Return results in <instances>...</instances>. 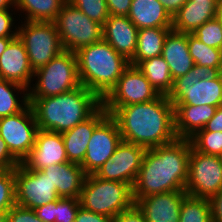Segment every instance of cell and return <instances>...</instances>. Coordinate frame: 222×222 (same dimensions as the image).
<instances>
[{
    "instance_id": "obj_50",
    "label": "cell",
    "mask_w": 222,
    "mask_h": 222,
    "mask_svg": "<svg viewBox=\"0 0 222 222\" xmlns=\"http://www.w3.org/2000/svg\"><path fill=\"white\" fill-rule=\"evenodd\" d=\"M9 210H0V222H7V215Z\"/></svg>"
},
{
    "instance_id": "obj_19",
    "label": "cell",
    "mask_w": 222,
    "mask_h": 222,
    "mask_svg": "<svg viewBox=\"0 0 222 222\" xmlns=\"http://www.w3.org/2000/svg\"><path fill=\"white\" fill-rule=\"evenodd\" d=\"M109 115L101 105L89 118L63 132L62 138L69 162L81 165L94 129Z\"/></svg>"
},
{
    "instance_id": "obj_23",
    "label": "cell",
    "mask_w": 222,
    "mask_h": 222,
    "mask_svg": "<svg viewBox=\"0 0 222 222\" xmlns=\"http://www.w3.org/2000/svg\"><path fill=\"white\" fill-rule=\"evenodd\" d=\"M217 17V2L187 1L172 17V30L192 34L205 22Z\"/></svg>"
},
{
    "instance_id": "obj_27",
    "label": "cell",
    "mask_w": 222,
    "mask_h": 222,
    "mask_svg": "<svg viewBox=\"0 0 222 222\" xmlns=\"http://www.w3.org/2000/svg\"><path fill=\"white\" fill-rule=\"evenodd\" d=\"M137 67L160 95L168 96L173 88L174 80L168 64L161 55L144 60Z\"/></svg>"
},
{
    "instance_id": "obj_51",
    "label": "cell",
    "mask_w": 222,
    "mask_h": 222,
    "mask_svg": "<svg viewBox=\"0 0 222 222\" xmlns=\"http://www.w3.org/2000/svg\"><path fill=\"white\" fill-rule=\"evenodd\" d=\"M187 1H193V2H218V0H187Z\"/></svg>"
},
{
    "instance_id": "obj_42",
    "label": "cell",
    "mask_w": 222,
    "mask_h": 222,
    "mask_svg": "<svg viewBox=\"0 0 222 222\" xmlns=\"http://www.w3.org/2000/svg\"><path fill=\"white\" fill-rule=\"evenodd\" d=\"M9 13L8 9L0 10V37H16L18 36V30L16 32L11 31L13 17ZM10 32H13L10 34Z\"/></svg>"
},
{
    "instance_id": "obj_39",
    "label": "cell",
    "mask_w": 222,
    "mask_h": 222,
    "mask_svg": "<svg viewBox=\"0 0 222 222\" xmlns=\"http://www.w3.org/2000/svg\"><path fill=\"white\" fill-rule=\"evenodd\" d=\"M113 222H147L143 212L134 204L113 217Z\"/></svg>"
},
{
    "instance_id": "obj_32",
    "label": "cell",
    "mask_w": 222,
    "mask_h": 222,
    "mask_svg": "<svg viewBox=\"0 0 222 222\" xmlns=\"http://www.w3.org/2000/svg\"><path fill=\"white\" fill-rule=\"evenodd\" d=\"M189 140L201 153L219 156L222 152V132L197 131Z\"/></svg>"
},
{
    "instance_id": "obj_12",
    "label": "cell",
    "mask_w": 222,
    "mask_h": 222,
    "mask_svg": "<svg viewBox=\"0 0 222 222\" xmlns=\"http://www.w3.org/2000/svg\"><path fill=\"white\" fill-rule=\"evenodd\" d=\"M15 193L16 204L33 210L60 198L48 175L22 163L15 168Z\"/></svg>"
},
{
    "instance_id": "obj_15",
    "label": "cell",
    "mask_w": 222,
    "mask_h": 222,
    "mask_svg": "<svg viewBox=\"0 0 222 222\" xmlns=\"http://www.w3.org/2000/svg\"><path fill=\"white\" fill-rule=\"evenodd\" d=\"M122 141L116 121L108 115L93 131L87 151L80 165L87 175L96 171L108 160Z\"/></svg>"
},
{
    "instance_id": "obj_17",
    "label": "cell",
    "mask_w": 222,
    "mask_h": 222,
    "mask_svg": "<svg viewBox=\"0 0 222 222\" xmlns=\"http://www.w3.org/2000/svg\"><path fill=\"white\" fill-rule=\"evenodd\" d=\"M187 195L185 190L164 192L143 197L135 204L147 222H179L180 207Z\"/></svg>"
},
{
    "instance_id": "obj_20",
    "label": "cell",
    "mask_w": 222,
    "mask_h": 222,
    "mask_svg": "<svg viewBox=\"0 0 222 222\" xmlns=\"http://www.w3.org/2000/svg\"><path fill=\"white\" fill-rule=\"evenodd\" d=\"M102 38L120 55L130 61L136 52L138 28L128 16L109 15L102 26Z\"/></svg>"
},
{
    "instance_id": "obj_52",
    "label": "cell",
    "mask_w": 222,
    "mask_h": 222,
    "mask_svg": "<svg viewBox=\"0 0 222 222\" xmlns=\"http://www.w3.org/2000/svg\"><path fill=\"white\" fill-rule=\"evenodd\" d=\"M218 157H219V160H220V162L222 164V152H221V154Z\"/></svg>"
},
{
    "instance_id": "obj_24",
    "label": "cell",
    "mask_w": 222,
    "mask_h": 222,
    "mask_svg": "<svg viewBox=\"0 0 222 222\" xmlns=\"http://www.w3.org/2000/svg\"><path fill=\"white\" fill-rule=\"evenodd\" d=\"M211 105H174L175 132L178 138L189 139L215 115Z\"/></svg>"
},
{
    "instance_id": "obj_43",
    "label": "cell",
    "mask_w": 222,
    "mask_h": 222,
    "mask_svg": "<svg viewBox=\"0 0 222 222\" xmlns=\"http://www.w3.org/2000/svg\"><path fill=\"white\" fill-rule=\"evenodd\" d=\"M57 205V200L53 202L46 203L45 205L39 206L34 209L35 214L43 221V222H55V207Z\"/></svg>"
},
{
    "instance_id": "obj_40",
    "label": "cell",
    "mask_w": 222,
    "mask_h": 222,
    "mask_svg": "<svg viewBox=\"0 0 222 222\" xmlns=\"http://www.w3.org/2000/svg\"><path fill=\"white\" fill-rule=\"evenodd\" d=\"M74 222H113V217L97 214L80 206Z\"/></svg>"
},
{
    "instance_id": "obj_26",
    "label": "cell",
    "mask_w": 222,
    "mask_h": 222,
    "mask_svg": "<svg viewBox=\"0 0 222 222\" xmlns=\"http://www.w3.org/2000/svg\"><path fill=\"white\" fill-rule=\"evenodd\" d=\"M171 30L172 27L138 29L137 48L130 64L138 66L144 60L160 56L164 40Z\"/></svg>"
},
{
    "instance_id": "obj_45",
    "label": "cell",
    "mask_w": 222,
    "mask_h": 222,
    "mask_svg": "<svg viewBox=\"0 0 222 222\" xmlns=\"http://www.w3.org/2000/svg\"><path fill=\"white\" fill-rule=\"evenodd\" d=\"M199 131L222 132V105L218 106L215 115Z\"/></svg>"
},
{
    "instance_id": "obj_48",
    "label": "cell",
    "mask_w": 222,
    "mask_h": 222,
    "mask_svg": "<svg viewBox=\"0 0 222 222\" xmlns=\"http://www.w3.org/2000/svg\"><path fill=\"white\" fill-rule=\"evenodd\" d=\"M9 5H15V0H0V10L9 9Z\"/></svg>"
},
{
    "instance_id": "obj_8",
    "label": "cell",
    "mask_w": 222,
    "mask_h": 222,
    "mask_svg": "<svg viewBox=\"0 0 222 222\" xmlns=\"http://www.w3.org/2000/svg\"><path fill=\"white\" fill-rule=\"evenodd\" d=\"M18 29L33 71L45 66L64 51L54 22L26 21ZM25 25V26H24Z\"/></svg>"
},
{
    "instance_id": "obj_7",
    "label": "cell",
    "mask_w": 222,
    "mask_h": 222,
    "mask_svg": "<svg viewBox=\"0 0 222 222\" xmlns=\"http://www.w3.org/2000/svg\"><path fill=\"white\" fill-rule=\"evenodd\" d=\"M38 83L28 98H44L66 93L81 86L75 52L64 50L45 66L34 71ZM34 92V93H33Z\"/></svg>"
},
{
    "instance_id": "obj_38",
    "label": "cell",
    "mask_w": 222,
    "mask_h": 222,
    "mask_svg": "<svg viewBox=\"0 0 222 222\" xmlns=\"http://www.w3.org/2000/svg\"><path fill=\"white\" fill-rule=\"evenodd\" d=\"M20 162L11 154L6 142L0 135V170L15 169Z\"/></svg>"
},
{
    "instance_id": "obj_14",
    "label": "cell",
    "mask_w": 222,
    "mask_h": 222,
    "mask_svg": "<svg viewBox=\"0 0 222 222\" xmlns=\"http://www.w3.org/2000/svg\"><path fill=\"white\" fill-rule=\"evenodd\" d=\"M145 152L144 147L122 140L113 155L96 171L95 175L103 180L124 182L133 186Z\"/></svg>"
},
{
    "instance_id": "obj_11",
    "label": "cell",
    "mask_w": 222,
    "mask_h": 222,
    "mask_svg": "<svg viewBox=\"0 0 222 222\" xmlns=\"http://www.w3.org/2000/svg\"><path fill=\"white\" fill-rule=\"evenodd\" d=\"M37 131V122L29 103L19 113L0 118V135L20 163L34 147Z\"/></svg>"
},
{
    "instance_id": "obj_3",
    "label": "cell",
    "mask_w": 222,
    "mask_h": 222,
    "mask_svg": "<svg viewBox=\"0 0 222 222\" xmlns=\"http://www.w3.org/2000/svg\"><path fill=\"white\" fill-rule=\"evenodd\" d=\"M38 129L66 132L89 118L102 100L84 86L55 96L28 98Z\"/></svg>"
},
{
    "instance_id": "obj_46",
    "label": "cell",
    "mask_w": 222,
    "mask_h": 222,
    "mask_svg": "<svg viewBox=\"0 0 222 222\" xmlns=\"http://www.w3.org/2000/svg\"><path fill=\"white\" fill-rule=\"evenodd\" d=\"M167 12L173 17L187 0H159Z\"/></svg>"
},
{
    "instance_id": "obj_36",
    "label": "cell",
    "mask_w": 222,
    "mask_h": 222,
    "mask_svg": "<svg viewBox=\"0 0 222 222\" xmlns=\"http://www.w3.org/2000/svg\"><path fill=\"white\" fill-rule=\"evenodd\" d=\"M80 204L79 198H59L55 207V222H74Z\"/></svg>"
},
{
    "instance_id": "obj_34",
    "label": "cell",
    "mask_w": 222,
    "mask_h": 222,
    "mask_svg": "<svg viewBox=\"0 0 222 222\" xmlns=\"http://www.w3.org/2000/svg\"><path fill=\"white\" fill-rule=\"evenodd\" d=\"M68 2L102 26L109 17L106 0H68Z\"/></svg>"
},
{
    "instance_id": "obj_9",
    "label": "cell",
    "mask_w": 222,
    "mask_h": 222,
    "mask_svg": "<svg viewBox=\"0 0 222 222\" xmlns=\"http://www.w3.org/2000/svg\"><path fill=\"white\" fill-rule=\"evenodd\" d=\"M54 23L66 51L76 52L102 39V25L68 1L63 5Z\"/></svg>"
},
{
    "instance_id": "obj_13",
    "label": "cell",
    "mask_w": 222,
    "mask_h": 222,
    "mask_svg": "<svg viewBox=\"0 0 222 222\" xmlns=\"http://www.w3.org/2000/svg\"><path fill=\"white\" fill-rule=\"evenodd\" d=\"M159 96L142 71L130 64L116 85L102 99V106H127L148 102Z\"/></svg>"
},
{
    "instance_id": "obj_25",
    "label": "cell",
    "mask_w": 222,
    "mask_h": 222,
    "mask_svg": "<svg viewBox=\"0 0 222 222\" xmlns=\"http://www.w3.org/2000/svg\"><path fill=\"white\" fill-rule=\"evenodd\" d=\"M128 18L138 29L172 27V16L159 0H132Z\"/></svg>"
},
{
    "instance_id": "obj_18",
    "label": "cell",
    "mask_w": 222,
    "mask_h": 222,
    "mask_svg": "<svg viewBox=\"0 0 222 222\" xmlns=\"http://www.w3.org/2000/svg\"><path fill=\"white\" fill-rule=\"evenodd\" d=\"M34 71L23 41L16 36L0 56V79L17 83L28 89Z\"/></svg>"
},
{
    "instance_id": "obj_49",
    "label": "cell",
    "mask_w": 222,
    "mask_h": 222,
    "mask_svg": "<svg viewBox=\"0 0 222 222\" xmlns=\"http://www.w3.org/2000/svg\"><path fill=\"white\" fill-rule=\"evenodd\" d=\"M217 18L222 22V1L217 2Z\"/></svg>"
},
{
    "instance_id": "obj_33",
    "label": "cell",
    "mask_w": 222,
    "mask_h": 222,
    "mask_svg": "<svg viewBox=\"0 0 222 222\" xmlns=\"http://www.w3.org/2000/svg\"><path fill=\"white\" fill-rule=\"evenodd\" d=\"M192 34L207 46L222 50V22L217 17L205 22Z\"/></svg>"
},
{
    "instance_id": "obj_47",
    "label": "cell",
    "mask_w": 222,
    "mask_h": 222,
    "mask_svg": "<svg viewBox=\"0 0 222 222\" xmlns=\"http://www.w3.org/2000/svg\"><path fill=\"white\" fill-rule=\"evenodd\" d=\"M13 38L15 37H0V56L6 50L7 46Z\"/></svg>"
},
{
    "instance_id": "obj_16",
    "label": "cell",
    "mask_w": 222,
    "mask_h": 222,
    "mask_svg": "<svg viewBox=\"0 0 222 222\" xmlns=\"http://www.w3.org/2000/svg\"><path fill=\"white\" fill-rule=\"evenodd\" d=\"M68 162L61 133L38 129L35 144L22 164L29 170L43 168Z\"/></svg>"
},
{
    "instance_id": "obj_28",
    "label": "cell",
    "mask_w": 222,
    "mask_h": 222,
    "mask_svg": "<svg viewBox=\"0 0 222 222\" xmlns=\"http://www.w3.org/2000/svg\"><path fill=\"white\" fill-rule=\"evenodd\" d=\"M68 0H15L16 8L26 11L27 21L54 22Z\"/></svg>"
},
{
    "instance_id": "obj_6",
    "label": "cell",
    "mask_w": 222,
    "mask_h": 222,
    "mask_svg": "<svg viewBox=\"0 0 222 222\" xmlns=\"http://www.w3.org/2000/svg\"><path fill=\"white\" fill-rule=\"evenodd\" d=\"M79 199L84 209L110 217L135 204L130 184L103 180L95 174L86 176Z\"/></svg>"
},
{
    "instance_id": "obj_31",
    "label": "cell",
    "mask_w": 222,
    "mask_h": 222,
    "mask_svg": "<svg viewBox=\"0 0 222 222\" xmlns=\"http://www.w3.org/2000/svg\"><path fill=\"white\" fill-rule=\"evenodd\" d=\"M12 89L18 91L23 90V92L24 90L27 91V88L17 83L0 79V118L19 113L29 103L28 94H24L25 96L23 97L22 102L24 107L18 103L16 95L13 93L14 90Z\"/></svg>"
},
{
    "instance_id": "obj_2",
    "label": "cell",
    "mask_w": 222,
    "mask_h": 222,
    "mask_svg": "<svg viewBox=\"0 0 222 222\" xmlns=\"http://www.w3.org/2000/svg\"><path fill=\"white\" fill-rule=\"evenodd\" d=\"M190 152V140L183 138L146 149L132 186L134 202L154 194L185 190Z\"/></svg>"
},
{
    "instance_id": "obj_30",
    "label": "cell",
    "mask_w": 222,
    "mask_h": 222,
    "mask_svg": "<svg viewBox=\"0 0 222 222\" xmlns=\"http://www.w3.org/2000/svg\"><path fill=\"white\" fill-rule=\"evenodd\" d=\"M179 222H212L209 199L187 195L180 207Z\"/></svg>"
},
{
    "instance_id": "obj_1",
    "label": "cell",
    "mask_w": 222,
    "mask_h": 222,
    "mask_svg": "<svg viewBox=\"0 0 222 222\" xmlns=\"http://www.w3.org/2000/svg\"><path fill=\"white\" fill-rule=\"evenodd\" d=\"M116 121L123 141L145 149L175 141L174 105L167 95L127 106H103Z\"/></svg>"
},
{
    "instance_id": "obj_44",
    "label": "cell",
    "mask_w": 222,
    "mask_h": 222,
    "mask_svg": "<svg viewBox=\"0 0 222 222\" xmlns=\"http://www.w3.org/2000/svg\"><path fill=\"white\" fill-rule=\"evenodd\" d=\"M212 222H222V189L210 199Z\"/></svg>"
},
{
    "instance_id": "obj_35",
    "label": "cell",
    "mask_w": 222,
    "mask_h": 222,
    "mask_svg": "<svg viewBox=\"0 0 222 222\" xmlns=\"http://www.w3.org/2000/svg\"><path fill=\"white\" fill-rule=\"evenodd\" d=\"M15 204V169L0 170V210H10Z\"/></svg>"
},
{
    "instance_id": "obj_4",
    "label": "cell",
    "mask_w": 222,
    "mask_h": 222,
    "mask_svg": "<svg viewBox=\"0 0 222 222\" xmlns=\"http://www.w3.org/2000/svg\"><path fill=\"white\" fill-rule=\"evenodd\" d=\"M80 83L101 100L116 85L130 62L103 38L75 52Z\"/></svg>"
},
{
    "instance_id": "obj_21",
    "label": "cell",
    "mask_w": 222,
    "mask_h": 222,
    "mask_svg": "<svg viewBox=\"0 0 222 222\" xmlns=\"http://www.w3.org/2000/svg\"><path fill=\"white\" fill-rule=\"evenodd\" d=\"M41 171L48 175L60 198H80L87 174L79 164L68 161L47 166Z\"/></svg>"
},
{
    "instance_id": "obj_37",
    "label": "cell",
    "mask_w": 222,
    "mask_h": 222,
    "mask_svg": "<svg viewBox=\"0 0 222 222\" xmlns=\"http://www.w3.org/2000/svg\"><path fill=\"white\" fill-rule=\"evenodd\" d=\"M7 222H43L31 208L15 204L7 215Z\"/></svg>"
},
{
    "instance_id": "obj_10",
    "label": "cell",
    "mask_w": 222,
    "mask_h": 222,
    "mask_svg": "<svg viewBox=\"0 0 222 222\" xmlns=\"http://www.w3.org/2000/svg\"><path fill=\"white\" fill-rule=\"evenodd\" d=\"M222 189V164L218 156L196 151L191 146L185 192L196 198L210 199Z\"/></svg>"
},
{
    "instance_id": "obj_29",
    "label": "cell",
    "mask_w": 222,
    "mask_h": 222,
    "mask_svg": "<svg viewBox=\"0 0 222 222\" xmlns=\"http://www.w3.org/2000/svg\"><path fill=\"white\" fill-rule=\"evenodd\" d=\"M189 54L194 64L208 66L222 72V50L209 47L193 34H187Z\"/></svg>"
},
{
    "instance_id": "obj_22",
    "label": "cell",
    "mask_w": 222,
    "mask_h": 222,
    "mask_svg": "<svg viewBox=\"0 0 222 222\" xmlns=\"http://www.w3.org/2000/svg\"><path fill=\"white\" fill-rule=\"evenodd\" d=\"M161 56L168 64L173 80L187 74L194 65L185 33L171 30L164 40Z\"/></svg>"
},
{
    "instance_id": "obj_41",
    "label": "cell",
    "mask_w": 222,
    "mask_h": 222,
    "mask_svg": "<svg viewBox=\"0 0 222 222\" xmlns=\"http://www.w3.org/2000/svg\"><path fill=\"white\" fill-rule=\"evenodd\" d=\"M109 15L128 16L132 0H106Z\"/></svg>"
},
{
    "instance_id": "obj_5",
    "label": "cell",
    "mask_w": 222,
    "mask_h": 222,
    "mask_svg": "<svg viewBox=\"0 0 222 222\" xmlns=\"http://www.w3.org/2000/svg\"><path fill=\"white\" fill-rule=\"evenodd\" d=\"M168 99L173 105L221 106L222 72L194 64L187 74L174 80Z\"/></svg>"
}]
</instances>
